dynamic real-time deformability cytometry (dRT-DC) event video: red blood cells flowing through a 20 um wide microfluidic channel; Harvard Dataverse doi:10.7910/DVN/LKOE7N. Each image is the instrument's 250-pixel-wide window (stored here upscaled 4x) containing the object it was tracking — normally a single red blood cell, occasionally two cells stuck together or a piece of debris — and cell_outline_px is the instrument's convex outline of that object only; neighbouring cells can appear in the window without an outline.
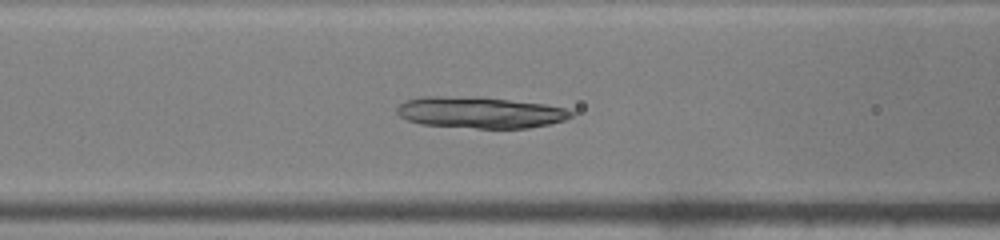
{"species": "common noctule bat (a hibernating species)", "species_latin": "Nyctalus noctula", "temperature_condition": "warm", "stored_images_in_passage": 49, "camera_frame_rate_fps": 3000, "um_per_image_px": 0.085, "animal": {"sex": "male", "body_mass_g": 19.0, "forearm_length_mm": 50.8}, "frame": {"image": 1, "passage_image": 21, "time_ms": 6.667, "image_size_px": [1000, 240], "cell_outline_px": [[576, 112], [572, 116], [564, 120], [548, 124], [528, 128], [476, 128], [420, 124], [408, 120], [400, 116], [396, 112], [396, 108], [404, 100], [420, 96], [480, 96], [544, 104], [564, 108]], "centroid_in_image_um": [40.78, 9.54], "position_along_channel_um": 125.8, "area_um2": 32.14}}
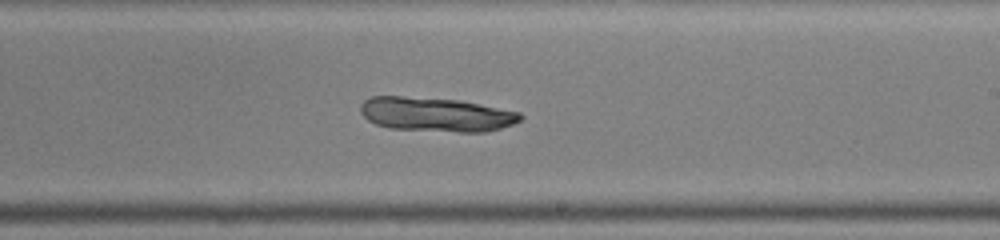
{"frame": {"image": 2, "passage_image": 30, "time_ms": 9.667, "image_size_px": [1000, 240], "cell_outline_px": [[524, 116], [520, 120], [512, 124], [500, 128], [484, 132], [460, 132], [388, 128], [376, 124], [368, 120], [360, 112], [360, 104], [364, 100], [372, 96], [400, 96], [460, 100], [520, 112]], "centroid_in_image_um": [37.04, 9.72], "position_along_channel_um": 252.0, "area_um2": 31.85}}
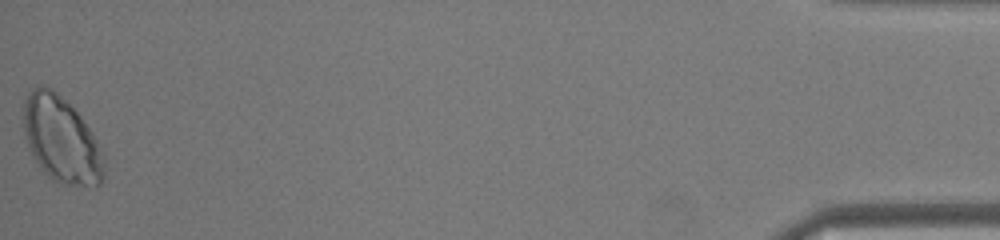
{"frame": {"image": 3, "passage_image": 49, "time_ms": 16.0, "image_size_px": [1000, 240], "cell_outline_px": [[104, 180], [100, 184], [64, 184], [48, 176], [44, 172], [36, 160], [24, 136], [24, 100], [32, 88], [40, 84], [44, 84], [52, 88], [80, 116], [92, 132], [104, 152]], "centroid_in_image_um": [5.22, 11.84], "position_along_channel_um": 430.0, "area_um2": 39.88}}